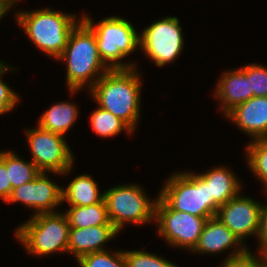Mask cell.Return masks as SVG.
I'll return each instance as SVG.
<instances>
[{"label":"cell","instance_id":"obj_1","mask_svg":"<svg viewBox=\"0 0 267 267\" xmlns=\"http://www.w3.org/2000/svg\"><path fill=\"white\" fill-rule=\"evenodd\" d=\"M136 67L107 71L89 89L97 104L134 131L140 119L141 80Z\"/></svg>","mask_w":267,"mask_h":267},{"label":"cell","instance_id":"obj_2","mask_svg":"<svg viewBox=\"0 0 267 267\" xmlns=\"http://www.w3.org/2000/svg\"><path fill=\"white\" fill-rule=\"evenodd\" d=\"M58 59L66 61V80L72 94L77 93L87 82L88 88L91 89L96 81L110 70L100 58L92 29L82 19L72 30ZM96 75L98 77H95Z\"/></svg>","mask_w":267,"mask_h":267},{"label":"cell","instance_id":"obj_3","mask_svg":"<svg viewBox=\"0 0 267 267\" xmlns=\"http://www.w3.org/2000/svg\"><path fill=\"white\" fill-rule=\"evenodd\" d=\"M16 17L30 41L56 59L63 53L72 30L80 22L76 15H67L49 8L21 11Z\"/></svg>","mask_w":267,"mask_h":267},{"label":"cell","instance_id":"obj_4","mask_svg":"<svg viewBox=\"0 0 267 267\" xmlns=\"http://www.w3.org/2000/svg\"><path fill=\"white\" fill-rule=\"evenodd\" d=\"M81 19L92 29L100 58L110 70L135 67L136 64L121 62L122 58L140 47L139 35L129 21L112 16L95 25L87 15Z\"/></svg>","mask_w":267,"mask_h":267},{"label":"cell","instance_id":"obj_5","mask_svg":"<svg viewBox=\"0 0 267 267\" xmlns=\"http://www.w3.org/2000/svg\"><path fill=\"white\" fill-rule=\"evenodd\" d=\"M69 221L65 213H40L15 231L17 240L32 255L68 252Z\"/></svg>","mask_w":267,"mask_h":267},{"label":"cell","instance_id":"obj_6","mask_svg":"<svg viewBox=\"0 0 267 267\" xmlns=\"http://www.w3.org/2000/svg\"><path fill=\"white\" fill-rule=\"evenodd\" d=\"M158 196L172 210L206 219L215 217L209 209L208 185L198 174H173Z\"/></svg>","mask_w":267,"mask_h":267},{"label":"cell","instance_id":"obj_7","mask_svg":"<svg viewBox=\"0 0 267 267\" xmlns=\"http://www.w3.org/2000/svg\"><path fill=\"white\" fill-rule=\"evenodd\" d=\"M109 221L120 232L128 222L144 224L155 220L157 199L146 197L139 185H119L104 191Z\"/></svg>","mask_w":267,"mask_h":267},{"label":"cell","instance_id":"obj_8","mask_svg":"<svg viewBox=\"0 0 267 267\" xmlns=\"http://www.w3.org/2000/svg\"><path fill=\"white\" fill-rule=\"evenodd\" d=\"M32 162L41 172L67 174L74 164L72 151L63 135L38 128L26 130Z\"/></svg>","mask_w":267,"mask_h":267},{"label":"cell","instance_id":"obj_9","mask_svg":"<svg viewBox=\"0 0 267 267\" xmlns=\"http://www.w3.org/2000/svg\"><path fill=\"white\" fill-rule=\"evenodd\" d=\"M139 35L140 47L157 66L172 63L182 53V27L176 17H164L145 28Z\"/></svg>","mask_w":267,"mask_h":267},{"label":"cell","instance_id":"obj_10","mask_svg":"<svg viewBox=\"0 0 267 267\" xmlns=\"http://www.w3.org/2000/svg\"><path fill=\"white\" fill-rule=\"evenodd\" d=\"M207 219L172 210L159 196L155 206L158 233L171 246L193 250L200 238Z\"/></svg>","mask_w":267,"mask_h":267},{"label":"cell","instance_id":"obj_11","mask_svg":"<svg viewBox=\"0 0 267 267\" xmlns=\"http://www.w3.org/2000/svg\"><path fill=\"white\" fill-rule=\"evenodd\" d=\"M263 205L241 194L220 206L215 215L243 242L249 235L258 237Z\"/></svg>","mask_w":267,"mask_h":267},{"label":"cell","instance_id":"obj_12","mask_svg":"<svg viewBox=\"0 0 267 267\" xmlns=\"http://www.w3.org/2000/svg\"><path fill=\"white\" fill-rule=\"evenodd\" d=\"M6 202L25 204L36 210L34 215L55 213L54 208L62 202V187L50 180L45 172H40L31 182L12 189Z\"/></svg>","mask_w":267,"mask_h":267},{"label":"cell","instance_id":"obj_13","mask_svg":"<svg viewBox=\"0 0 267 267\" xmlns=\"http://www.w3.org/2000/svg\"><path fill=\"white\" fill-rule=\"evenodd\" d=\"M227 118L252 139H267V97H252L231 110Z\"/></svg>","mask_w":267,"mask_h":267},{"label":"cell","instance_id":"obj_14","mask_svg":"<svg viewBox=\"0 0 267 267\" xmlns=\"http://www.w3.org/2000/svg\"><path fill=\"white\" fill-rule=\"evenodd\" d=\"M208 185L209 209L216 215L220 206L240 193L241 183L233 172L215 167L206 173L198 174Z\"/></svg>","mask_w":267,"mask_h":267},{"label":"cell","instance_id":"obj_15","mask_svg":"<svg viewBox=\"0 0 267 267\" xmlns=\"http://www.w3.org/2000/svg\"><path fill=\"white\" fill-rule=\"evenodd\" d=\"M114 226H93L87 228H70L68 237V252L78 260L81 256L104 251V243L118 234Z\"/></svg>","mask_w":267,"mask_h":267},{"label":"cell","instance_id":"obj_16","mask_svg":"<svg viewBox=\"0 0 267 267\" xmlns=\"http://www.w3.org/2000/svg\"><path fill=\"white\" fill-rule=\"evenodd\" d=\"M214 92L217 100L223 104L221 109L225 116L236 106L254 97L249 80L240 68L223 73Z\"/></svg>","mask_w":267,"mask_h":267},{"label":"cell","instance_id":"obj_17","mask_svg":"<svg viewBox=\"0 0 267 267\" xmlns=\"http://www.w3.org/2000/svg\"><path fill=\"white\" fill-rule=\"evenodd\" d=\"M238 245V249H247L242 242L218 218L207 219L200 238L192 250L200 253H219ZM240 245V246H239Z\"/></svg>","mask_w":267,"mask_h":267},{"label":"cell","instance_id":"obj_18","mask_svg":"<svg viewBox=\"0 0 267 267\" xmlns=\"http://www.w3.org/2000/svg\"><path fill=\"white\" fill-rule=\"evenodd\" d=\"M97 182L90 175L74 178L65 188L62 187V203L67 201L71 206H89L101 202L104 193L99 194Z\"/></svg>","mask_w":267,"mask_h":267},{"label":"cell","instance_id":"obj_19","mask_svg":"<svg viewBox=\"0 0 267 267\" xmlns=\"http://www.w3.org/2000/svg\"><path fill=\"white\" fill-rule=\"evenodd\" d=\"M78 117V109L70 102L54 104L42 114L38 125L48 131L64 136Z\"/></svg>","mask_w":267,"mask_h":267},{"label":"cell","instance_id":"obj_20","mask_svg":"<svg viewBox=\"0 0 267 267\" xmlns=\"http://www.w3.org/2000/svg\"><path fill=\"white\" fill-rule=\"evenodd\" d=\"M70 228L113 226L109 221L106 202L103 199L89 206H71L65 212Z\"/></svg>","mask_w":267,"mask_h":267},{"label":"cell","instance_id":"obj_21","mask_svg":"<svg viewBox=\"0 0 267 267\" xmlns=\"http://www.w3.org/2000/svg\"><path fill=\"white\" fill-rule=\"evenodd\" d=\"M5 166L12 189L31 182L41 172L32 161H24L12 151H5Z\"/></svg>","mask_w":267,"mask_h":267},{"label":"cell","instance_id":"obj_22","mask_svg":"<svg viewBox=\"0 0 267 267\" xmlns=\"http://www.w3.org/2000/svg\"><path fill=\"white\" fill-rule=\"evenodd\" d=\"M90 118L93 131L102 137H113L123 130L132 134V130L122 120L101 107L96 109Z\"/></svg>","mask_w":267,"mask_h":267},{"label":"cell","instance_id":"obj_23","mask_svg":"<svg viewBox=\"0 0 267 267\" xmlns=\"http://www.w3.org/2000/svg\"><path fill=\"white\" fill-rule=\"evenodd\" d=\"M247 146L248 165L251 171L263 182L267 193V139H254Z\"/></svg>","mask_w":267,"mask_h":267},{"label":"cell","instance_id":"obj_24","mask_svg":"<svg viewBox=\"0 0 267 267\" xmlns=\"http://www.w3.org/2000/svg\"><path fill=\"white\" fill-rule=\"evenodd\" d=\"M77 262L80 267H127L123 251L108 253L98 251L81 256Z\"/></svg>","mask_w":267,"mask_h":267},{"label":"cell","instance_id":"obj_25","mask_svg":"<svg viewBox=\"0 0 267 267\" xmlns=\"http://www.w3.org/2000/svg\"><path fill=\"white\" fill-rule=\"evenodd\" d=\"M127 267H179L163 257L146 251H123Z\"/></svg>","mask_w":267,"mask_h":267},{"label":"cell","instance_id":"obj_26","mask_svg":"<svg viewBox=\"0 0 267 267\" xmlns=\"http://www.w3.org/2000/svg\"><path fill=\"white\" fill-rule=\"evenodd\" d=\"M240 69L247 76L254 96L267 97V67L253 63Z\"/></svg>","mask_w":267,"mask_h":267},{"label":"cell","instance_id":"obj_27","mask_svg":"<svg viewBox=\"0 0 267 267\" xmlns=\"http://www.w3.org/2000/svg\"><path fill=\"white\" fill-rule=\"evenodd\" d=\"M257 259L249 249H238L234 251L223 262L222 267H267V258L260 256Z\"/></svg>","mask_w":267,"mask_h":267},{"label":"cell","instance_id":"obj_28","mask_svg":"<svg viewBox=\"0 0 267 267\" xmlns=\"http://www.w3.org/2000/svg\"><path fill=\"white\" fill-rule=\"evenodd\" d=\"M12 67L5 66L0 71V115L11 111L19 100V96L17 93L12 91V89L2 81V76L8 70H12Z\"/></svg>","mask_w":267,"mask_h":267},{"label":"cell","instance_id":"obj_29","mask_svg":"<svg viewBox=\"0 0 267 267\" xmlns=\"http://www.w3.org/2000/svg\"><path fill=\"white\" fill-rule=\"evenodd\" d=\"M12 192L11 182L5 166V151H0V199L8 200Z\"/></svg>","mask_w":267,"mask_h":267},{"label":"cell","instance_id":"obj_30","mask_svg":"<svg viewBox=\"0 0 267 267\" xmlns=\"http://www.w3.org/2000/svg\"><path fill=\"white\" fill-rule=\"evenodd\" d=\"M258 239L260 241L259 255L267 258V205H263Z\"/></svg>","mask_w":267,"mask_h":267},{"label":"cell","instance_id":"obj_31","mask_svg":"<svg viewBox=\"0 0 267 267\" xmlns=\"http://www.w3.org/2000/svg\"><path fill=\"white\" fill-rule=\"evenodd\" d=\"M19 0H0V6L6 11L8 12L9 9L11 10L12 6H14V4L17 2L18 3Z\"/></svg>","mask_w":267,"mask_h":267},{"label":"cell","instance_id":"obj_32","mask_svg":"<svg viewBox=\"0 0 267 267\" xmlns=\"http://www.w3.org/2000/svg\"><path fill=\"white\" fill-rule=\"evenodd\" d=\"M6 11L0 6V19L4 16V15H6Z\"/></svg>","mask_w":267,"mask_h":267},{"label":"cell","instance_id":"obj_33","mask_svg":"<svg viewBox=\"0 0 267 267\" xmlns=\"http://www.w3.org/2000/svg\"><path fill=\"white\" fill-rule=\"evenodd\" d=\"M6 66V64L2 61H0V71Z\"/></svg>","mask_w":267,"mask_h":267}]
</instances>
